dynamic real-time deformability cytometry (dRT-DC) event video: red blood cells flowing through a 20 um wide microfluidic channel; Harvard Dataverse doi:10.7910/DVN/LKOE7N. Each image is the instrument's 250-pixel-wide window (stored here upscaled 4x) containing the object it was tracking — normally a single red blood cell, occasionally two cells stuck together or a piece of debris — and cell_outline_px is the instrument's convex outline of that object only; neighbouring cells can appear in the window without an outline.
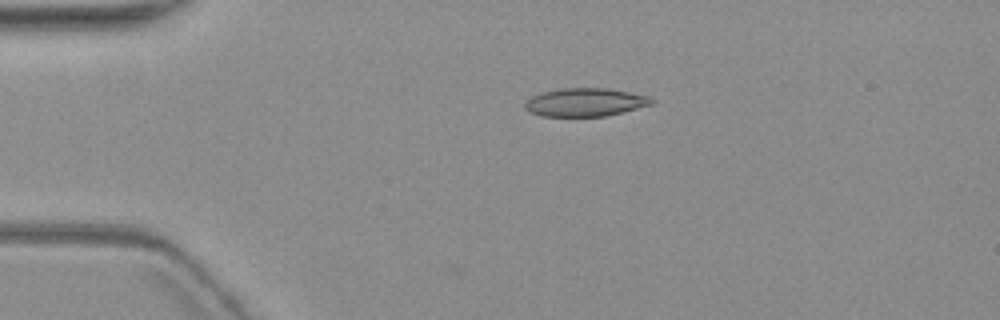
{"species": "common noctule bat (a hibernating species)", "species_latin": "Nyctalus noctula", "temperature_condition": "warm", "stored_images_in_passage": 5, "camera_frame_rate_fps": 3000, "um_per_image_px": 0.085, "animal": {"sex": "female", "body_mass_g": 19.3, "forearm_length_mm": 54.1}, "frame": {"image": 1, "passage_image": 4, "time_ms": 3.667, "image_size_px": [1000, 320], "cell_outline_px": [[656, 100], [652, 104], [604, 116], [540, 116], [524, 108], [524, 104], [532, 96], [544, 92], [564, 88], [608, 88], [648, 96]], "centroid_in_image_um": [49.74, 8.69], "position_along_channel_um": 35.3, "area_um2": 20.52}}